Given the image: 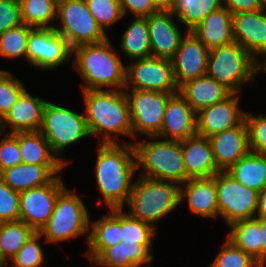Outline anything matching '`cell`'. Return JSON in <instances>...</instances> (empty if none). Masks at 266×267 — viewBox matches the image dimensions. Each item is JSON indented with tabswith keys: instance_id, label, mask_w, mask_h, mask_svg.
<instances>
[{
	"instance_id": "6da1fadb",
	"label": "cell",
	"mask_w": 266,
	"mask_h": 267,
	"mask_svg": "<svg viewBox=\"0 0 266 267\" xmlns=\"http://www.w3.org/2000/svg\"><path fill=\"white\" fill-rule=\"evenodd\" d=\"M97 154L95 178L100 196L109 209L124 208L137 171L134 145L100 142Z\"/></svg>"
},
{
	"instance_id": "7c38bea8",
	"label": "cell",
	"mask_w": 266,
	"mask_h": 267,
	"mask_svg": "<svg viewBox=\"0 0 266 267\" xmlns=\"http://www.w3.org/2000/svg\"><path fill=\"white\" fill-rule=\"evenodd\" d=\"M132 61L126 65L124 89L179 92L171 60L150 56Z\"/></svg>"
},
{
	"instance_id": "f6af8a7d",
	"label": "cell",
	"mask_w": 266,
	"mask_h": 267,
	"mask_svg": "<svg viewBox=\"0 0 266 267\" xmlns=\"http://www.w3.org/2000/svg\"><path fill=\"white\" fill-rule=\"evenodd\" d=\"M21 24L19 0H0V33Z\"/></svg>"
},
{
	"instance_id": "9c48e42d",
	"label": "cell",
	"mask_w": 266,
	"mask_h": 267,
	"mask_svg": "<svg viewBox=\"0 0 266 267\" xmlns=\"http://www.w3.org/2000/svg\"><path fill=\"white\" fill-rule=\"evenodd\" d=\"M57 19L60 26L55 25L54 30L67 40L72 49L108 38L90 13L86 0H58Z\"/></svg>"
},
{
	"instance_id": "f907efd6",
	"label": "cell",
	"mask_w": 266,
	"mask_h": 267,
	"mask_svg": "<svg viewBox=\"0 0 266 267\" xmlns=\"http://www.w3.org/2000/svg\"><path fill=\"white\" fill-rule=\"evenodd\" d=\"M256 218L266 221V184L261 191L258 192V208Z\"/></svg>"
},
{
	"instance_id": "74e56055",
	"label": "cell",
	"mask_w": 266,
	"mask_h": 267,
	"mask_svg": "<svg viewBox=\"0 0 266 267\" xmlns=\"http://www.w3.org/2000/svg\"><path fill=\"white\" fill-rule=\"evenodd\" d=\"M86 3L90 13L105 34L109 27L124 18L119 0H86Z\"/></svg>"
},
{
	"instance_id": "7402d4cb",
	"label": "cell",
	"mask_w": 266,
	"mask_h": 267,
	"mask_svg": "<svg viewBox=\"0 0 266 267\" xmlns=\"http://www.w3.org/2000/svg\"><path fill=\"white\" fill-rule=\"evenodd\" d=\"M179 199L180 204L186 199L189 210L195 215L212 219L218 217L216 174L213 177L188 179L180 185Z\"/></svg>"
},
{
	"instance_id": "8992f818",
	"label": "cell",
	"mask_w": 266,
	"mask_h": 267,
	"mask_svg": "<svg viewBox=\"0 0 266 267\" xmlns=\"http://www.w3.org/2000/svg\"><path fill=\"white\" fill-rule=\"evenodd\" d=\"M259 74V61L232 42L210 50L206 75L224 85L232 93H240L245 84Z\"/></svg>"
},
{
	"instance_id": "bcb514c9",
	"label": "cell",
	"mask_w": 266,
	"mask_h": 267,
	"mask_svg": "<svg viewBox=\"0 0 266 267\" xmlns=\"http://www.w3.org/2000/svg\"><path fill=\"white\" fill-rule=\"evenodd\" d=\"M124 16L129 11L134 17L146 18L158 12L151 0H119Z\"/></svg>"
},
{
	"instance_id": "4316f807",
	"label": "cell",
	"mask_w": 266,
	"mask_h": 267,
	"mask_svg": "<svg viewBox=\"0 0 266 267\" xmlns=\"http://www.w3.org/2000/svg\"><path fill=\"white\" fill-rule=\"evenodd\" d=\"M179 93L195 113L224 100L232 92L215 79L204 75L189 80L179 87Z\"/></svg>"
},
{
	"instance_id": "5bb4252c",
	"label": "cell",
	"mask_w": 266,
	"mask_h": 267,
	"mask_svg": "<svg viewBox=\"0 0 266 267\" xmlns=\"http://www.w3.org/2000/svg\"><path fill=\"white\" fill-rule=\"evenodd\" d=\"M66 188L57 175L50 183L19 193V220L39 232L49 220L58 195Z\"/></svg>"
},
{
	"instance_id": "277c9868",
	"label": "cell",
	"mask_w": 266,
	"mask_h": 267,
	"mask_svg": "<svg viewBox=\"0 0 266 267\" xmlns=\"http://www.w3.org/2000/svg\"><path fill=\"white\" fill-rule=\"evenodd\" d=\"M145 138L146 140L143 141H132L137 170L142 167L140 177L171 181L179 185L185 183L188 178L183 161L181 141L162 140L158 137ZM147 139L150 140L147 141Z\"/></svg>"
},
{
	"instance_id": "816d5d0a",
	"label": "cell",
	"mask_w": 266,
	"mask_h": 267,
	"mask_svg": "<svg viewBox=\"0 0 266 267\" xmlns=\"http://www.w3.org/2000/svg\"><path fill=\"white\" fill-rule=\"evenodd\" d=\"M151 2L157 11L163 12H170L174 4V0H151Z\"/></svg>"
},
{
	"instance_id": "603a6c76",
	"label": "cell",
	"mask_w": 266,
	"mask_h": 267,
	"mask_svg": "<svg viewBox=\"0 0 266 267\" xmlns=\"http://www.w3.org/2000/svg\"><path fill=\"white\" fill-rule=\"evenodd\" d=\"M181 145L188 179L213 177L220 171L214 161L208 137L196 134L181 140Z\"/></svg>"
},
{
	"instance_id": "1f68e13d",
	"label": "cell",
	"mask_w": 266,
	"mask_h": 267,
	"mask_svg": "<svg viewBox=\"0 0 266 267\" xmlns=\"http://www.w3.org/2000/svg\"><path fill=\"white\" fill-rule=\"evenodd\" d=\"M227 238L260 263V219H242L229 225Z\"/></svg>"
},
{
	"instance_id": "d590c367",
	"label": "cell",
	"mask_w": 266,
	"mask_h": 267,
	"mask_svg": "<svg viewBox=\"0 0 266 267\" xmlns=\"http://www.w3.org/2000/svg\"><path fill=\"white\" fill-rule=\"evenodd\" d=\"M33 27L21 24L0 33V56L15 59L24 57L27 60V45Z\"/></svg>"
},
{
	"instance_id": "d4e9b609",
	"label": "cell",
	"mask_w": 266,
	"mask_h": 267,
	"mask_svg": "<svg viewBox=\"0 0 266 267\" xmlns=\"http://www.w3.org/2000/svg\"><path fill=\"white\" fill-rule=\"evenodd\" d=\"M99 220L90 221L88 250L90 263L107 247L121 242V208L109 209Z\"/></svg>"
},
{
	"instance_id": "f5cc1de1",
	"label": "cell",
	"mask_w": 266,
	"mask_h": 267,
	"mask_svg": "<svg viewBox=\"0 0 266 267\" xmlns=\"http://www.w3.org/2000/svg\"><path fill=\"white\" fill-rule=\"evenodd\" d=\"M259 71H266V58L264 59V62L263 59L262 61H259Z\"/></svg>"
},
{
	"instance_id": "44dd1931",
	"label": "cell",
	"mask_w": 266,
	"mask_h": 267,
	"mask_svg": "<svg viewBox=\"0 0 266 267\" xmlns=\"http://www.w3.org/2000/svg\"><path fill=\"white\" fill-rule=\"evenodd\" d=\"M208 138L212 146L214 161L220 171L228 170L250 151L245 120L234 128Z\"/></svg>"
},
{
	"instance_id": "d6986e66",
	"label": "cell",
	"mask_w": 266,
	"mask_h": 267,
	"mask_svg": "<svg viewBox=\"0 0 266 267\" xmlns=\"http://www.w3.org/2000/svg\"><path fill=\"white\" fill-rule=\"evenodd\" d=\"M46 102L25 90L0 120V131L6 132L8 128V133L40 131Z\"/></svg>"
},
{
	"instance_id": "ee69618b",
	"label": "cell",
	"mask_w": 266,
	"mask_h": 267,
	"mask_svg": "<svg viewBox=\"0 0 266 267\" xmlns=\"http://www.w3.org/2000/svg\"><path fill=\"white\" fill-rule=\"evenodd\" d=\"M19 192L0 178V223L19 220Z\"/></svg>"
},
{
	"instance_id": "b9f144b4",
	"label": "cell",
	"mask_w": 266,
	"mask_h": 267,
	"mask_svg": "<svg viewBox=\"0 0 266 267\" xmlns=\"http://www.w3.org/2000/svg\"><path fill=\"white\" fill-rule=\"evenodd\" d=\"M98 267H136L128 258V249L123 242L105 248L92 262Z\"/></svg>"
},
{
	"instance_id": "3957f363",
	"label": "cell",
	"mask_w": 266,
	"mask_h": 267,
	"mask_svg": "<svg viewBox=\"0 0 266 267\" xmlns=\"http://www.w3.org/2000/svg\"><path fill=\"white\" fill-rule=\"evenodd\" d=\"M73 67L81 79L82 91L121 90L126 85V66L109 37L100 43L80 45L72 49Z\"/></svg>"
},
{
	"instance_id": "5b68a950",
	"label": "cell",
	"mask_w": 266,
	"mask_h": 267,
	"mask_svg": "<svg viewBox=\"0 0 266 267\" xmlns=\"http://www.w3.org/2000/svg\"><path fill=\"white\" fill-rule=\"evenodd\" d=\"M179 197V184L140 177L134 181L126 203L128 214L156 229L158 221L180 206Z\"/></svg>"
},
{
	"instance_id": "f1b7e54d",
	"label": "cell",
	"mask_w": 266,
	"mask_h": 267,
	"mask_svg": "<svg viewBox=\"0 0 266 267\" xmlns=\"http://www.w3.org/2000/svg\"><path fill=\"white\" fill-rule=\"evenodd\" d=\"M226 172L244 186L260 192L266 184V155L249 151Z\"/></svg>"
},
{
	"instance_id": "e0dca14e",
	"label": "cell",
	"mask_w": 266,
	"mask_h": 267,
	"mask_svg": "<svg viewBox=\"0 0 266 267\" xmlns=\"http://www.w3.org/2000/svg\"><path fill=\"white\" fill-rule=\"evenodd\" d=\"M233 38L257 61L266 58V7L232 16Z\"/></svg>"
},
{
	"instance_id": "d6a6232c",
	"label": "cell",
	"mask_w": 266,
	"mask_h": 267,
	"mask_svg": "<svg viewBox=\"0 0 266 267\" xmlns=\"http://www.w3.org/2000/svg\"><path fill=\"white\" fill-rule=\"evenodd\" d=\"M221 7H223L221 0H174L170 12L187 27V31H191L209 13L219 10Z\"/></svg>"
},
{
	"instance_id": "7dc6e473",
	"label": "cell",
	"mask_w": 266,
	"mask_h": 267,
	"mask_svg": "<svg viewBox=\"0 0 266 267\" xmlns=\"http://www.w3.org/2000/svg\"><path fill=\"white\" fill-rule=\"evenodd\" d=\"M222 6L229 9L232 14L258 11L266 7L263 0H221Z\"/></svg>"
},
{
	"instance_id": "681fc988",
	"label": "cell",
	"mask_w": 266,
	"mask_h": 267,
	"mask_svg": "<svg viewBox=\"0 0 266 267\" xmlns=\"http://www.w3.org/2000/svg\"><path fill=\"white\" fill-rule=\"evenodd\" d=\"M260 264H266V221L260 219Z\"/></svg>"
},
{
	"instance_id": "8fae6325",
	"label": "cell",
	"mask_w": 266,
	"mask_h": 267,
	"mask_svg": "<svg viewBox=\"0 0 266 267\" xmlns=\"http://www.w3.org/2000/svg\"><path fill=\"white\" fill-rule=\"evenodd\" d=\"M130 112L133 138L156 137L162 128L163 116L168 98L167 92L150 90L125 91Z\"/></svg>"
},
{
	"instance_id": "ac0fdd59",
	"label": "cell",
	"mask_w": 266,
	"mask_h": 267,
	"mask_svg": "<svg viewBox=\"0 0 266 267\" xmlns=\"http://www.w3.org/2000/svg\"><path fill=\"white\" fill-rule=\"evenodd\" d=\"M196 134V113L179 92L172 94L166 103L162 128L156 137L181 141Z\"/></svg>"
},
{
	"instance_id": "30bf717a",
	"label": "cell",
	"mask_w": 266,
	"mask_h": 267,
	"mask_svg": "<svg viewBox=\"0 0 266 267\" xmlns=\"http://www.w3.org/2000/svg\"><path fill=\"white\" fill-rule=\"evenodd\" d=\"M216 191L219 217L231 223L256 218L258 208V192L236 181L226 171L216 174Z\"/></svg>"
},
{
	"instance_id": "8d00e7d4",
	"label": "cell",
	"mask_w": 266,
	"mask_h": 267,
	"mask_svg": "<svg viewBox=\"0 0 266 267\" xmlns=\"http://www.w3.org/2000/svg\"><path fill=\"white\" fill-rule=\"evenodd\" d=\"M261 264L228 238L209 267H259Z\"/></svg>"
},
{
	"instance_id": "e575fe53",
	"label": "cell",
	"mask_w": 266,
	"mask_h": 267,
	"mask_svg": "<svg viewBox=\"0 0 266 267\" xmlns=\"http://www.w3.org/2000/svg\"><path fill=\"white\" fill-rule=\"evenodd\" d=\"M156 229L140 219L131 217L121 208V242L124 245H142L153 256V241Z\"/></svg>"
},
{
	"instance_id": "c3c4849f",
	"label": "cell",
	"mask_w": 266,
	"mask_h": 267,
	"mask_svg": "<svg viewBox=\"0 0 266 267\" xmlns=\"http://www.w3.org/2000/svg\"><path fill=\"white\" fill-rule=\"evenodd\" d=\"M128 249V258L136 266L142 267L144 264L151 267L154 256H152L142 245H125ZM151 262V263H150Z\"/></svg>"
},
{
	"instance_id": "7a4b0ae2",
	"label": "cell",
	"mask_w": 266,
	"mask_h": 267,
	"mask_svg": "<svg viewBox=\"0 0 266 267\" xmlns=\"http://www.w3.org/2000/svg\"><path fill=\"white\" fill-rule=\"evenodd\" d=\"M82 95L85 101L84 115L91 137L102 136L101 143H119L118 139L124 136L133 139L125 89L85 90Z\"/></svg>"
},
{
	"instance_id": "ffe728a7",
	"label": "cell",
	"mask_w": 266,
	"mask_h": 267,
	"mask_svg": "<svg viewBox=\"0 0 266 267\" xmlns=\"http://www.w3.org/2000/svg\"><path fill=\"white\" fill-rule=\"evenodd\" d=\"M147 18L151 56L171 60L183 34L171 12L158 11ZM174 18V19H173Z\"/></svg>"
},
{
	"instance_id": "2e32d148",
	"label": "cell",
	"mask_w": 266,
	"mask_h": 267,
	"mask_svg": "<svg viewBox=\"0 0 266 267\" xmlns=\"http://www.w3.org/2000/svg\"><path fill=\"white\" fill-rule=\"evenodd\" d=\"M239 93H231L224 100L196 113L197 134L210 137L238 126L245 116L239 106Z\"/></svg>"
},
{
	"instance_id": "836d02e7",
	"label": "cell",
	"mask_w": 266,
	"mask_h": 267,
	"mask_svg": "<svg viewBox=\"0 0 266 267\" xmlns=\"http://www.w3.org/2000/svg\"><path fill=\"white\" fill-rule=\"evenodd\" d=\"M21 19L33 28H54L58 0H19ZM51 23V24H50Z\"/></svg>"
},
{
	"instance_id": "ba28073f",
	"label": "cell",
	"mask_w": 266,
	"mask_h": 267,
	"mask_svg": "<svg viewBox=\"0 0 266 267\" xmlns=\"http://www.w3.org/2000/svg\"><path fill=\"white\" fill-rule=\"evenodd\" d=\"M40 132L50 144L53 153L66 166L70 161L63 160V151L85 137H91L84 114L47 101L43 109Z\"/></svg>"
},
{
	"instance_id": "f546056e",
	"label": "cell",
	"mask_w": 266,
	"mask_h": 267,
	"mask_svg": "<svg viewBox=\"0 0 266 267\" xmlns=\"http://www.w3.org/2000/svg\"><path fill=\"white\" fill-rule=\"evenodd\" d=\"M122 34L121 51L128 59L136 60L151 56L147 18L135 17Z\"/></svg>"
},
{
	"instance_id": "9a60e30c",
	"label": "cell",
	"mask_w": 266,
	"mask_h": 267,
	"mask_svg": "<svg viewBox=\"0 0 266 267\" xmlns=\"http://www.w3.org/2000/svg\"><path fill=\"white\" fill-rule=\"evenodd\" d=\"M210 50L191 32L187 31L171 59L178 87L185 82L206 75Z\"/></svg>"
},
{
	"instance_id": "52a82bcc",
	"label": "cell",
	"mask_w": 266,
	"mask_h": 267,
	"mask_svg": "<svg viewBox=\"0 0 266 267\" xmlns=\"http://www.w3.org/2000/svg\"><path fill=\"white\" fill-rule=\"evenodd\" d=\"M78 193L65 188L55 203L54 210L39 233L45 243L59 244L78 236L85 235L86 243L89 238L90 217L87 206L84 205Z\"/></svg>"
},
{
	"instance_id": "83f0119b",
	"label": "cell",
	"mask_w": 266,
	"mask_h": 267,
	"mask_svg": "<svg viewBox=\"0 0 266 267\" xmlns=\"http://www.w3.org/2000/svg\"><path fill=\"white\" fill-rule=\"evenodd\" d=\"M22 163L36 165H65L53 153L40 131L17 132Z\"/></svg>"
},
{
	"instance_id": "7bdbcfd3",
	"label": "cell",
	"mask_w": 266,
	"mask_h": 267,
	"mask_svg": "<svg viewBox=\"0 0 266 267\" xmlns=\"http://www.w3.org/2000/svg\"><path fill=\"white\" fill-rule=\"evenodd\" d=\"M5 133L0 131V172L22 163L17 133Z\"/></svg>"
},
{
	"instance_id": "f35d334b",
	"label": "cell",
	"mask_w": 266,
	"mask_h": 267,
	"mask_svg": "<svg viewBox=\"0 0 266 267\" xmlns=\"http://www.w3.org/2000/svg\"><path fill=\"white\" fill-rule=\"evenodd\" d=\"M42 235L35 232L31 238L12 257L9 267H41L44 265L45 256L39 241ZM4 267H8L5 265Z\"/></svg>"
},
{
	"instance_id": "4dcf8cb0",
	"label": "cell",
	"mask_w": 266,
	"mask_h": 267,
	"mask_svg": "<svg viewBox=\"0 0 266 267\" xmlns=\"http://www.w3.org/2000/svg\"><path fill=\"white\" fill-rule=\"evenodd\" d=\"M35 232L33 228L21 220L1 222L0 267L8 265V261L12 259Z\"/></svg>"
},
{
	"instance_id": "484cf974",
	"label": "cell",
	"mask_w": 266,
	"mask_h": 267,
	"mask_svg": "<svg viewBox=\"0 0 266 267\" xmlns=\"http://www.w3.org/2000/svg\"><path fill=\"white\" fill-rule=\"evenodd\" d=\"M231 11L225 7L209 13L191 32L209 49L234 42Z\"/></svg>"
},
{
	"instance_id": "4fadbf2b",
	"label": "cell",
	"mask_w": 266,
	"mask_h": 267,
	"mask_svg": "<svg viewBox=\"0 0 266 267\" xmlns=\"http://www.w3.org/2000/svg\"><path fill=\"white\" fill-rule=\"evenodd\" d=\"M72 55L67 40L54 28H33L27 45V61L39 70H53L66 64Z\"/></svg>"
},
{
	"instance_id": "60d3db41",
	"label": "cell",
	"mask_w": 266,
	"mask_h": 267,
	"mask_svg": "<svg viewBox=\"0 0 266 267\" xmlns=\"http://www.w3.org/2000/svg\"><path fill=\"white\" fill-rule=\"evenodd\" d=\"M249 150L266 155V114L251 115L245 112Z\"/></svg>"
},
{
	"instance_id": "cb8c5ba5",
	"label": "cell",
	"mask_w": 266,
	"mask_h": 267,
	"mask_svg": "<svg viewBox=\"0 0 266 267\" xmlns=\"http://www.w3.org/2000/svg\"><path fill=\"white\" fill-rule=\"evenodd\" d=\"M66 165L21 163L0 172V178L14 191L22 192L50 183Z\"/></svg>"
},
{
	"instance_id": "ab89813d",
	"label": "cell",
	"mask_w": 266,
	"mask_h": 267,
	"mask_svg": "<svg viewBox=\"0 0 266 267\" xmlns=\"http://www.w3.org/2000/svg\"><path fill=\"white\" fill-rule=\"evenodd\" d=\"M26 90L24 83L10 71L0 69V120Z\"/></svg>"
}]
</instances>
